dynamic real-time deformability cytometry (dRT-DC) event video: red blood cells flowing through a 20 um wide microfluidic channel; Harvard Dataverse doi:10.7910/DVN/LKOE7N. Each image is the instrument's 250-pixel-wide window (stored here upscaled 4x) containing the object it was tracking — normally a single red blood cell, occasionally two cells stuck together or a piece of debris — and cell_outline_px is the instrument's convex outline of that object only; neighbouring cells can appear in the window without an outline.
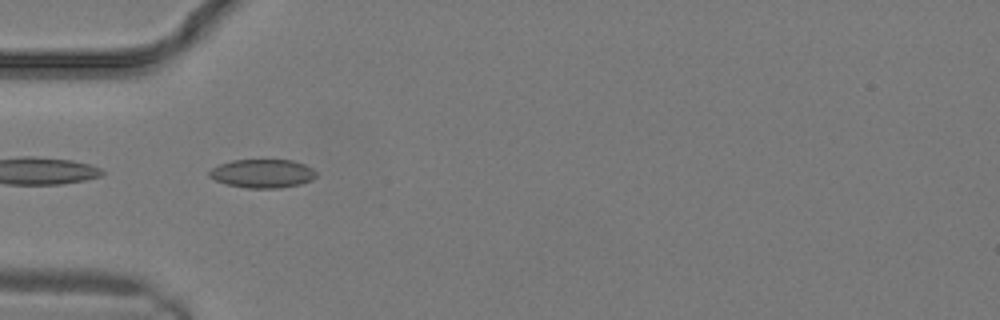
{"species": "common noctule bat (a hibernating species)", "species_latin": "Nyctalus noctula", "temperature_condition": "warm", "stored_images_in_passage": 4, "camera_frame_rate_fps": 3000, "um_per_image_px": 0.085, "animal": {"sex": "male", "body_mass_g": 19.2, "forearm_length_mm": 51.8}, "frame": {"image": 1, "passage_image": 1, "time_ms": 0.0, "image_size_px": [1000, 320], "cell_outline_px": [[316, 176], [312, 180], [300, 184], [280, 188], [248, 188], [228, 184], [216, 180], [208, 176], [208, 172], [212, 168], [220, 164], [232, 160], [292, 160], [304, 164], [312, 168], [316, 172]], "centroid_in_image_um": [22.32, 14.75], "position_along_channel_um": 62.7, "area_um2": 17.74}}
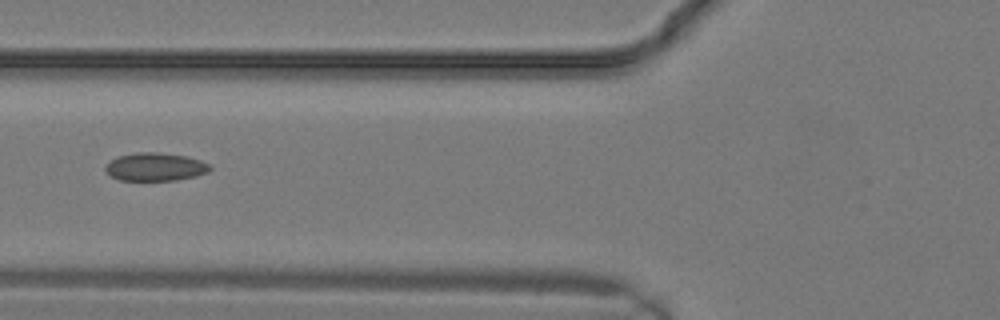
{"frame": {"image": 2, "passage_image": 3, "time_ms": 0.667, "image_size_px": [1000, 320], "cell_outline_px": [[212, 168], [208, 172], [196, 176], [176, 180], [120, 180], [112, 176], [104, 168], [112, 160], [120, 156], [136, 152], [156, 152], [184, 156], [200, 160], [208, 164]], "centroid_in_image_um": [13.23, 14.19], "position_along_channel_um": 112.6, "area_um2": 16.82}}